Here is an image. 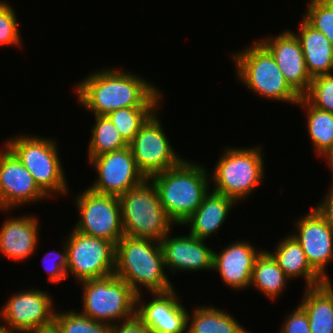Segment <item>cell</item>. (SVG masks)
<instances>
[{
    "instance_id": "obj_1",
    "label": "cell",
    "mask_w": 333,
    "mask_h": 333,
    "mask_svg": "<svg viewBox=\"0 0 333 333\" xmlns=\"http://www.w3.org/2000/svg\"><path fill=\"white\" fill-rule=\"evenodd\" d=\"M75 84L77 102L96 115L125 107H159L163 102L156 85L131 71L99 69Z\"/></svg>"
},
{
    "instance_id": "obj_2",
    "label": "cell",
    "mask_w": 333,
    "mask_h": 333,
    "mask_svg": "<svg viewBox=\"0 0 333 333\" xmlns=\"http://www.w3.org/2000/svg\"><path fill=\"white\" fill-rule=\"evenodd\" d=\"M165 268L160 242L124 235L116 243L114 274L124 280L137 295L143 293V287L150 293L174 289Z\"/></svg>"
},
{
    "instance_id": "obj_3",
    "label": "cell",
    "mask_w": 333,
    "mask_h": 333,
    "mask_svg": "<svg viewBox=\"0 0 333 333\" xmlns=\"http://www.w3.org/2000/svg\"><path fill=\"white\" fill-rule=\"evenodd\" d=\"M209 177L204 165L184 158L175 167L152 176L150 180L169 219L182 226L210 191Z\"/></svg>"
},
{
    "instance_id": "obj_4",
    "label": "cell",
    "mask_w": 333,
    "mask_h": 333,
    "mask_svg": "<svg viewBox=\"0 0 333 333\" xmlns=\"http://www.w3.org/2000/svg\"><path fill=\"white\" fill-rule=\"evenodd\" d=\"M232 54L236 76L255 95L296 105L301 96L288 84L270 51L259 41Z\"/></svg>"
},
{
    "instance_id": "obj_5",
    "label": "cell",
    "mask_w": 333,
    "mask_h": 333,
    "mask_svg": "<svg viewBox=\"0 0 333 333\" xmlns=\"http://www.w3.org/2000/svg\"><path fill=\"white\" fill-rule=\"evenodd\" d=\"M262 151L259 145L225 148L210 173V183L214 186L211 190L239 203L248 198L264 180L266 172Z\"/></svg>"
},
{
    "instance_id": "obj_6",
    "label": "cell",
    "mask_w": 333,
    "mask_h": 333,
    "mask_svg": "<svg viewBox=\"0 0 333 333\" xmlns=\"http://www.w3.org/2000/svg\"><path fill=\"white\" fill-rule=\"evenodd\" d=\"M124 235L157 242L173 229L155 185L146 179L139 186L118 197Z\"/></svg>"
},
{
    "instance_id": "obj_7",
    "label": "cell",
    "mask_w": 333,
    "mask_h": 333,
    "mask_svg": "<svg viewBox=\"0 0 333 333\" xmlns=\"http://www.w3.org/2000/svg\"><path fill=\"white\" fill-rule=\"evenodd\" d=\"M5 145L16 155L33 176L39 188L51 198L68 196V183L62 167L57 142L53 138L20 135L8 139Z\"/></svg>"
},
{
    "instance_id": "obj_8",
    "label": "cell",
    "mask_w": 333,
    "mask_h": 333,
    "mask_svg": "<svg viewBox=\"0 0 333 333\" xmlns=\"http://www.w3.org/2000/svg\"><path fill=\"white\" fill-rule=\"evenodd\" d=\"M80 283L83 287V309L79 313L82 315L110 325L136 315L137 294L115 274Z\"/></svg>"
},
{
    "instance_id": "obj_9",
    "label": "cell",
    "mask_w": 333,
    "mask_h": 333,
    "mask_svg": "<svg viewBox=\"0 0 333 333\" xmlns=\"http://www.w3.org/2000/svg\"><path fill=\"white\" fill-rule=\"evenodd\" d=\"M67 277L72 274L79 282L114 274L116 244L84 235L72 228L67 237Z\"/></svg>"
},
{
    "instance_id": "obj_10",
    "label": "cell",
    "mask_w": 333,
    "mask_h": 333,
    "mask_svg": "<svg viewBox=\"0 0 333 333\" xmlns=\"http://www.w3.org/2000/svg\"><path fill=\"white\" fill-rule=\"evenodd\" d=\"M74 202L79 215L74 230L115 244L124 236L118 196L99 194L86 188Z\"/></svg>"
},
{
    "instance_id": "obj_11",
    "label": "cell",
    "mask_w": 333,
    "mask_h": 333,
    "mask_svg": "<svg viewBox=\"0 0 333 333\" xmlns=\"http://www.w3.org/2000/svg\"><path fill=\"white\" fill-rule=\"evenodd\" d=\"M160 121L156 111L129 144L136 165L146 179L175 167L184 159L175 152Z\"/></svg>"
},
{
    "instance_id": "obj_12",
    "label": "cell",
    "mask_w": 333,
    "mask_h": 333,
    "mask_svg": "<svg viewBox=\"0 0 333 333\" xmlns=\"http://www.w3.org/2000/svg\"><path fill=\"white\" fill-rule=\"evenodd\" d=\"M52 299V295L37 288L20 290L3 305L0 319L17 333H33L54 322L56 308Z\"/></svg>"
},
{
    "instance_id": "obj_13",
    "label": "cell",
    "mask_w": 333,
    "mask_h": 333,
    "mask_svg": "<svg viewBox=\"0 0 333 333\" xmlns=\"http://www.w3.org/2000/svg\"><path fill=\"white\" fill-rule=\"evenodd\" d=\"M88 163L97 173V180L88 187L95 193L119 197L146 180L136 165L130 146L93 157Z\"/></svg>"
},
{
    "instance_id": "obj_14",
    "label": "cell",
    "mask_w": 333,
    "mask_h": 333,
    "mask_svg": "<svg viewBox=\"0 0 333 333\" xmlns=\"http://www.w3.org/2000/svg\"><path fill=\"white\" fill-rule=\"evenodd\" d=\"M3 147L0 149V212L9 213L19 205L49 199L16 155L6 145Z\"/></svg>"
},
{
    "instance_id": "obj_15",
    "label": "cell",
    "mask_w": 333,
    "mask_h": 333,
    "mask_svg": "<svg viewBox=\"0 0 333 333\" xmlns=\"http://www.w3.org/2000/svg\"><path fill=\"white\" fill-rule=\"evenodd\" d=\"M296 233L291 234L302 246L310 266L330 281L326 266L333 261V229L315 208L295 221Z\"/></svg>"
},
{
    "instance_id": "obj_16",
    "label": "cell",
    "mask_w": 333,
    "mask_h": 333,
    "mask_svg": "<svg viewBox=\"0 0 333 333\" xmlns=\"http://www.w3.org/2000/svg\"><path fill=\"white\" fill-rule=\"evenodd\" d=\"M172 289L167 292L150 293L152 300L141 301L136 297V316L149 328L151 333H186L187 307L182 305Z\"/></svg>"
},
{
    "instance_id": "obj_17",
    "label": "cell",
    "mask_w": 333,
    "mask_h": 333,
    "mask_svg": "<svg viewBox=\"0 0 333 333\" xmlns=\"http://www.w3.org/2000/svg\"><path fill=\"white\" fill-rule=\"evenodd\" d=\"M258 40L273 55L288 84L303 96L308 91L312 78L306 70L302 46L295 32L284 30L275 37L266 36Z\"/></svg>"
},
{
    "instance_id": "obj_18",
    "label": "cell",
    "mask_w": 333,
    "mask_h": 333,
    "mask_svg": "<svg viewBox=\"0 0 333 333\" xmlns=\"http://www.w3.org/2000/svg\"><path fill=\"white\" fill-rule=\"evenodd\" d=\"M169 232L162 240L165 267L171 272L199 271L213 269L212 248L207 247L206 240L193 235L170 236Z\"/></svg>"
},
{
    "instance_id": "obj_19",
    "label": "cell",
    "mask_w": 333,
    "mask_h": 333,
    "mask_svg": "<svg viewBox=\"0 0 333 333\" xmlns=\"http://www.w3.org/2000/svg\"><path fill=\"white\" fill-rule=\"evenodd\" d=\"M249 241L237 240L219 252H213V269L219 272L222 282L231 289L250 286L255 260L262 250Z\"/></svg>"
},
{
    "instance_id": "obj_20",
    "label": "cell",
    "mask_w": 333,
    "mask_h": 333,
    "mask_svg": "<svg viewBox=\"0 0 333 333\" xmlns=\"http://www.w3.org/2000/svg\"><path fill=\"white\" fill-rule=\"evenodd\" d=\"M38 217L30 214L11 217L0 227V253L12 261L27 260L39 243Z\"/></svg>"
},
{
    "instance_id": "obj_21",
    "label": "cell",
    "mask_w": 333,
    "mask_h": 333,
    "mask_svg": "<svg viewBox=\"0 0 333 333\" xmlns=\"http://www.w3.org/2000/svg\"><path fill=\"white\" fill-rule=\"evenodd\" d=\"M235 203L237 202L234 199L211 190L204 196L200 206L182 226L188 225L190 235L207 241L225 223L231 212L230 210L236 205Z\"/></svg>"
},
{
    "instance_id": "obj_22",
    "label": "cell",
    "mask_w": 333,
    "mask_h": 333,
    "mask_svg": "<svg viewBox=\"0 0 333 333\" xmlns=\"http://www.w3.org/2000/svg\"><path fill=\"white\" fill-rule=\"evenodd\" d=\"M298 33L305 59V66L311 78L333 71V46L320 31L310 26L303 18L300 20Z\"/></svg>"
},
{
    "instance_id": "obj_23",
    "label": "cell",
    "mask_w": 333,
    "mask_h": 333,
    "mask_svg": "<svg viewBox=\"0 0 333 333\" xmlns=\"http://www.w3.org/2000/svg\"><path fill=\"white\" fill-rule=\"evenodd\" d=\"M279 267L291 280L304 277L305 288L315 287L326 282L309 264L302 246L289 234L275 245L274 252L269 251Z\"/></svg>"
},
{
    "instance_id": "obj_24",
    "label": "cell",
    "mask_w": 333,
    "mask_h": 333,
    "mask_svg": "<svg viewBox=\"0 0 333 333\" xmlns=\"http://www.w3.org/2000/svg\"><path fill=\"white\" fill-rule=\"evenodd\" d=\"M333 284L326 281L304 288L300 306L307 313L311 333H333Z\"/></svg>"
},
{
    "instance_id": "obj_25",
    "label": "cell",
    "mask_w": 333,
    "mask_h": 333,
    "mask_svg": "<svg viewBox=\"0 0 333 333\" xmlns=\"http://www.w3.org/2000/svg\"><path fill=\"white\" fill-rule=\"evenodd\" d=\"M193 310L187 314L186 333H251L221 308L202 305Z\"/></svg>"
},
{
    "instance_id": "obj_26",
    "label": "cell",
    "mask_w": 333,
    "mask_h": 333,
    "mask_svg": "<svg viewBox=\"0 0 333 333\" xmlns=\"http://www.w3.org/2000/svg\"><path fill=\"white\" fill-rule=\"evenodd\" d=\"M288 280L272 254L263 249L255 260L249 287L257 288L266 298L274 301L285 291Z\"/></svg>"
},
{
    "instance_id": "obj_27",
    "label": "cell",
    "mask_w": 333,
    "mask_h": 333,
    "mask_svg": "<svg viewBox=\"0 0 333 333\" xmlns=\"http://www.w3.org/2000/svg\"><path fill=\"white\" fill-rule=\"evenodd\" d=\"M306 110L307 132L316 156H323L333 144V113L312 106L303 96L296 104Z\"/></svg>"
},
{
    "instance_id": "obj_28",
    "label": "cell",
    "mask_w": 333,
    "mask_h": 333,
    "mask_svg": "<svg viewBox=\"0 0 333 333\" xmlns=\"http://www.w3.org/2000/svg\"><path fill=\"white\" fill-rule=\"evenodd\" d=\"M91 129L88 145V160L104 153L113 152L129 146L106 115H96Z\"/></svg>"
},
{
    "instance_id": "obj_29",
    "label": "cell",
    "mask_w": 333,
    "mask_h": 333,
    "mask_svg": "<svg viewBox=\"0 0 333 333\" xmlns=\"http://www.w3.org/2000/svg\"><path fill=\"white\" fill-rule=\"evenodd\" d=\"M160 107H125L111 111L106 116L118 129L123 139L130 144L147 120Z\"/></svg>"
},
{
    "instance_id": "obj_30",
    "label": "cell",
    "mask_w": 333,
    "mask_h": 333,
    "mask_svg": "<svg viewBox=\"0 0 333 333\" xmlns=\"http://www.w3.org/2000/svg\"><path fill=\"white\" fill-rule=\"evenodd\" d=\"M77 311L55 312L54 323L62 333H111L112 325L94 321Z\"/></svg>"
},
{
    "instance_id": "obj_31",
    "label": "cell",
    "mask_w": 333,
    "mask_h": 333,
    "mask_svg": "<svg viewBox=\"0 0 333 333\" xmlns=\"http://www.w3.org/2000/svg\"><path fill=\"white\" fill-rule=\"evenodd\" d=\"M303 19L323 33L333 46V0H309Z\"/></svg>"
},
{
    "instance_id": "obj_32",
    "label": "cell",
    "mask_w": 333,
    "mask_h": 333,
    "mask_svg": "<svg viewBox=\"0 0 333 333\" xmlns=\"http://www.w3.org/2000/svg\"><path fill=\"white\" fill-rule=\"evenodd\" d=\"M303 97L314 107L333 113V73L312 78Z\"/></svg>"
},
{
    "instance_id": "obj_33",
    "label": "cell",
    "mask_w": 333,
    "mask_h": 333,
    "mask_svg": "<svg viewBox=\"0 0 333 333\" xmlns=\"http://www.w3.org/2000/svg\"><path fill=\"white\" fill-rule=\"evenodd\" d=\"M5 0H0V46H22L17 13Z\"/></svg>"
},
{
    "instance_id": "obj_34",
    "label": "cell",
    "mask_w": 333,
    "mask_h": 333,
    "mask_svg": "<svg viewBox=\"0 0 333 333\" xmlns=\"http://www.w3.org/2000/svg\"><path fill=\"white\" fill-rule=\"evenodd\" d=\"M63 249L62 251H50L48 253H45V257L43 259V266L45 271L48 273V283H53L55 285L60 284L62 280H66L67 274V247L65 242L63 243ZM61 252V253H60ZM51 254H54V259L51 261V266L49 264H45L47 262V259L50 258ZM56 255V256H55ZM47 257V258H46ZM56 257V258H55ZM42 259V260H43ZM45 264V265H44Z\"/></svg>"
},
{
    "instance_id": "obj_35",
    "label": "cell",
    "mask_w": 333,
    "mask_h": 333,
    "mask_svg": "<svg viewBox=\"0 0 333 333\" xmlns=\"http://www.w3.org/2000/svg\"><path fill=\"white\" fill-rule=\"evenodd\" d=\"M280 333H311L307 313L298 305L286 316Z\"/></svg>"
},
{
    "instance_id": "obj_36",
    "label": "cell",
    "mask_w": 333,
    "mask_h": 333,
    "mask_svg": "<svg viewBox=\"0 0 333 333\" xmlns=\"http://www.w3.org/2000/svg\"><path fill=\"white\" fill-rule=\"evenodd\" d=\"M111 333H151L149 328L135 315L134 317L112 325Z\"/></svg>"
},
{
    "instance_id": "obj_37",
    "label": "cell",
    "mask_w": 333,
    "mask_h": 333,
    "mask_svg": "<svg viewBox=\"0 0 333 333\" xmlns=\"http://www.w3.org/2000/svg\"><path fill=\"white\" fill-rule=\"evenodd\" d=\"M319 203L315 206V209L333 229V182L330 185L328 193Z\"/></svg>"
},
{
    "instance_id": "obj_38",
    "label": "cell",
    "mask_w": 333,
    "mask_h": 333,
    "mask_svg": "<svg viewBox=\"0 0 333 333\" xmlns=\"http://www.w3.org/2000/svg\"><path fill=\"white\" fill-rule=\"evenodd\" d=\"M33 333H62L59 327L53 322L51 325L42 327Z\"/></svg>"
},
{
    "instance_id": "obj_39",
    "label": "cell",
    "mask_w": 333,
    "mask_h": 333,
    "mask_svg": "<svg viewBox=\"0 0 333 333\" xmlns=\"http://www.w3.org/2000/svg\"><path fill=\"white\" fill-rule=\"evenodd\" d=\"M323 158L327 159L325 161L328 162V165L330 166L332 176H333V144L331 147L325 152V154L322 156ZM333 179V177H332Z\"/></svg>"
},
{
    "instance_id": "obj_40",
    "label": "cell",
    "mask_w": 333,
    "mask_h": 333,
    "mask_svg": "<svg viewBox=\"0 0 333 333\" xmlns=\"http://www.w3.org/2000/svg\"><path fill=\"white\" fill-rule=\"evenodd\" d=\"M0 333H17L16 331L12 330L9 326L0 324Z\"/></svg>"
}]
</instances>
